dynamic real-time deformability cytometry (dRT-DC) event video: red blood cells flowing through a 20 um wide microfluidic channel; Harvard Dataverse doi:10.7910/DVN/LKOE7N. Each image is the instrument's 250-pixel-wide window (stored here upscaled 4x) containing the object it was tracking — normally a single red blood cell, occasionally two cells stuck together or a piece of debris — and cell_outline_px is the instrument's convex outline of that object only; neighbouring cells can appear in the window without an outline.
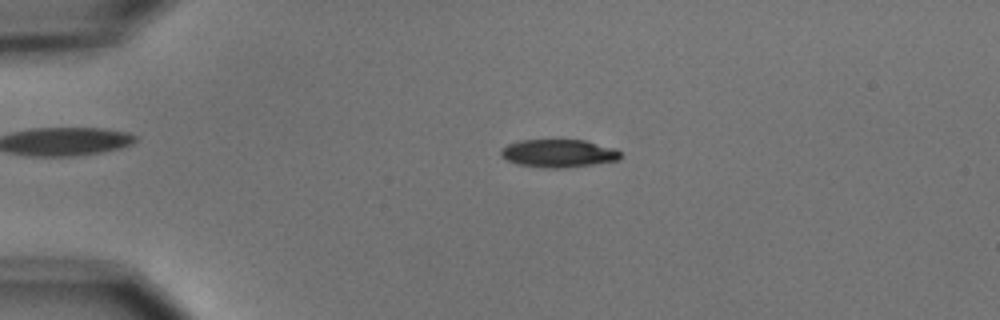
{"species": "common noctule bat (a hibernating species)", "species_latin": "Nyctalus noctula", "temperature_condition": "cold", "stored_images_in_passage": 2, "camera_frame_rate_fps": 3000, "um_per_image_px": 0.085, "animal": {"sex": "male", "body_mass_g": 15.6}, "frame": {"image": 1, "passage_image": 2, "time_ms": 2.0, "image_size_px": [1000, 320], "cell_outline_px": [[620, 160], [564, 168], [544, 168], [516, 164], [500, 156], [500, 148], [508, 144], [520, 140], [584, 140], [612, 148], [620, 152]], "centroid_in_image_um": [47.41, 13.04], "position_along_channel_um": 37.6, "area_um2": 19.42}}